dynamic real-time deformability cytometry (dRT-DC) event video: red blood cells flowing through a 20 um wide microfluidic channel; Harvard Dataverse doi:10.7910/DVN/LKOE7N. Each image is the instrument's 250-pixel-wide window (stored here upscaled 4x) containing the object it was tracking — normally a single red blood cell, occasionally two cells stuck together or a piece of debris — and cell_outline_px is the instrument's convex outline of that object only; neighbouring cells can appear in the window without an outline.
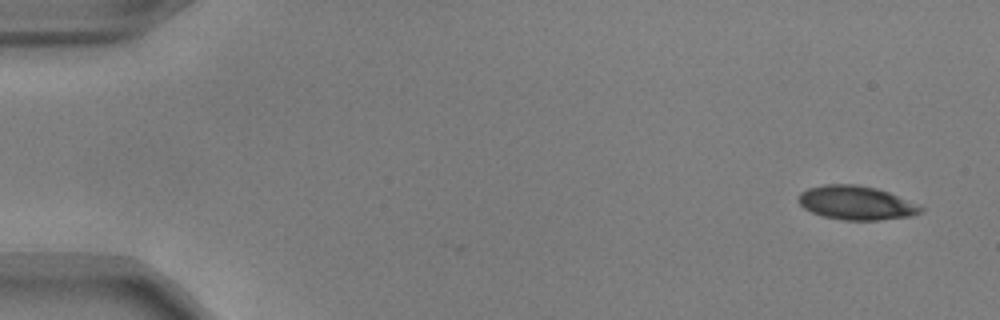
{"species": "common noctule bat (a hibernating species)", "species_latin": "Nyctalus noctula", "temperature_condition": "warm", "stored_images_in_passage": 3, "camera_frame_rate_fps": 3000, "um_per_image_px": 0.085, "animal": {"sex": "male", "body_mass_g": 17.9, "forearm_length_mm": 54.2}, "frame": {"image": 1, "passage_image": 3, "time_ms": 0.667, "image_size_px": [1000, 320], "cell_outline_px": [[924, 212], [912, 216], [876, 220], [844, 220], [820, 216], [804, 208], [796, 200], [796, 196], [800, 192], [808, 188], [824, 184], [856, 184], [876, 188], [888, 192], [924, 208]], "centroid_in_image_um": [72.72, 17.24], "position_along_channel_um": 12.3, "area_um2": 24.22}}